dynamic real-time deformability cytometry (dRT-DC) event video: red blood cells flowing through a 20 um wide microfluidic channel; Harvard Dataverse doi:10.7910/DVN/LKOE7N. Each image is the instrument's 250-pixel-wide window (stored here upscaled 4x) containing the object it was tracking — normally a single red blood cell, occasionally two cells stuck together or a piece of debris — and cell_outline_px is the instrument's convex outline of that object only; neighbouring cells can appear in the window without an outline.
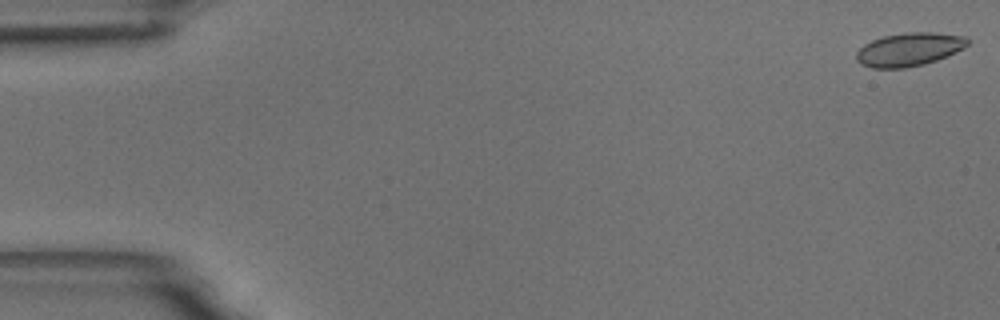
{"species": "common noctule bat (a hibernating species)", "species_latin": "Nyctalus noctula", "temperature_condition": "room temperature", "stored_images_in_passage": 58, "camera_frame_rate_fps": 3000, "um_per_image_px": 0.085, "animal": {"sex": "male", "body_mass_g": 18.8}, "frame": {"image": 1, "passage_image": 1, "time_ms": 0.0, "image_size_px": [1000, 320], "cell_outline_px": [[968, 44], [964, 48], [948, 56], [924, 64], [904, 68], [872, 68], [860, 64], [856, 60], [856, 52], [864, 44], [872, 40], [884, 36], [904, 32], [932, 32], [968, 36]], "centroid_in_image_um": [77.28, 4.2], "position_along_channel_um": 7.7, "area_um2": 21.79}}
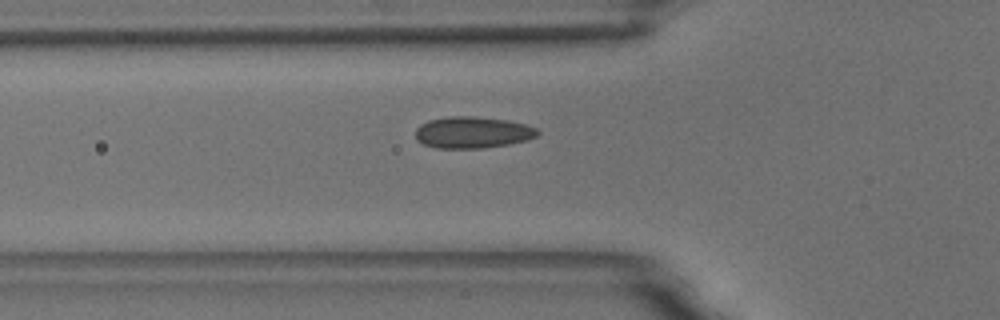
{"frame": {"image": 2, "passage_image": 20, "time_ms": 6.333, "image_size_px": [1000, 320], "cell_outline_px": [[540, 132], [536, 136], [528, 140], [508, 144], [484, 148], [436, 148], [424, 144], [416, 136], [416, 128], [420, 124], [428, 120], [448, 116], [472, 116], [508, 120], [524, 124], [536, 128]], "centroid_in_image_um": [40.17, 11.25], "position_along_channel_um": 85.6, "area_um2": 22.43}}
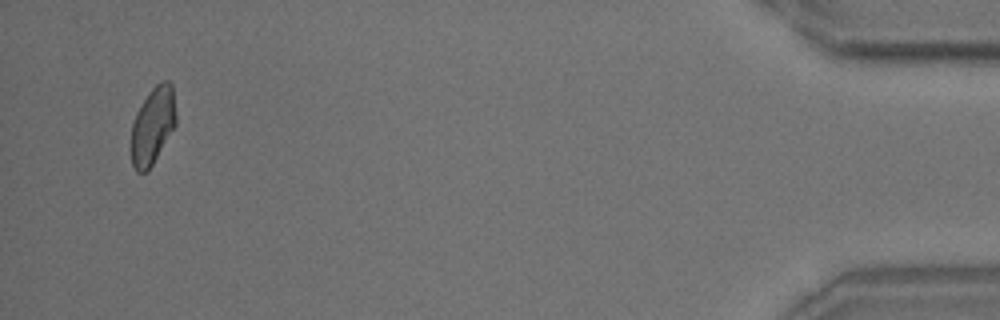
{"frame": {"image": 3, "passage_image": 56, "time_ms": 18.333, "image_size_px": [1000, 320], "cell_outline_px": [[176, 124], [152, 164], [144, 172], [136, 172], [132, 164], [132, 124], [136, 112], [140, 104], [152, 88], [160, 80], [168, 80], [172, 84], [176, 116]], "centroid_in_image_um": [12.99, 10.63], "position_along_channel_um": 422.2, "area_um2": 19.88}, "authors_computed_cell_mechanics": {"area_um2": 21.3282, "velocity_mm_per_s": 3.4604, "shape_relaxation_time_tau1_ms": 3.3954, "shape_relaxation_time_tau2_ms": 1.2639, "deformation_change_tau1": 0.0827, "deformation_change_tau2": 0.0789}}